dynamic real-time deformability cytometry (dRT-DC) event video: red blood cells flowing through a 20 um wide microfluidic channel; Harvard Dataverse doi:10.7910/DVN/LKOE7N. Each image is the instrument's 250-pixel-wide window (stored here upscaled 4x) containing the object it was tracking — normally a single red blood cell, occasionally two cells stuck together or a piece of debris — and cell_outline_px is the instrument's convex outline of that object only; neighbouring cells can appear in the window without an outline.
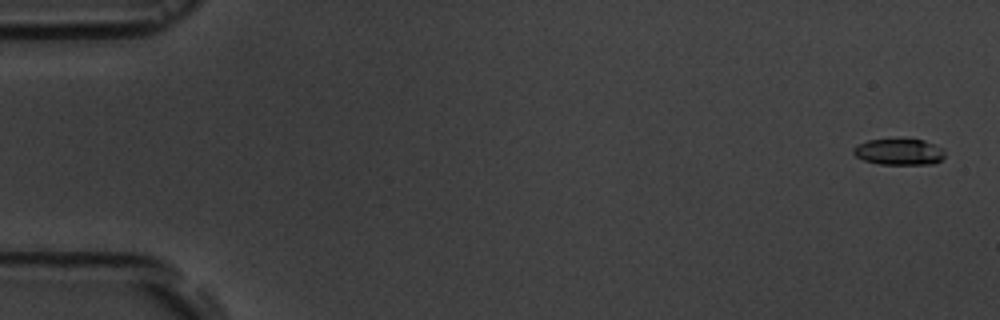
{"species": "common noctule bat (a hibernating species)", "species_latin": "Nyctalus noctula", "temperature_condition": "room temperature", "stored_images_in_passage": 5, "camera_frame_rate_fps": 3000, "um_per_image_px": 0.085, "animal": {"sex": "male", "body_mass_g": 19.5, "forearm_length_mm": 54.6}, "frame": {"image": 1, "passage_image": 5, "time_ms": 4.667, "image_size_px": [1000, 320], "cell_outline_px": [[944, 156], [940, 160], [932, 164], [880, 164], [864, 160], [856, 156], [852, 152], [852, 148], [856, 144], [868, 140], [924, 140], [944, 148]], "centroid_in_image_um": [76.4, 12.91], "position_along_channel_um": 8.6, "area_um2": 13.87}}